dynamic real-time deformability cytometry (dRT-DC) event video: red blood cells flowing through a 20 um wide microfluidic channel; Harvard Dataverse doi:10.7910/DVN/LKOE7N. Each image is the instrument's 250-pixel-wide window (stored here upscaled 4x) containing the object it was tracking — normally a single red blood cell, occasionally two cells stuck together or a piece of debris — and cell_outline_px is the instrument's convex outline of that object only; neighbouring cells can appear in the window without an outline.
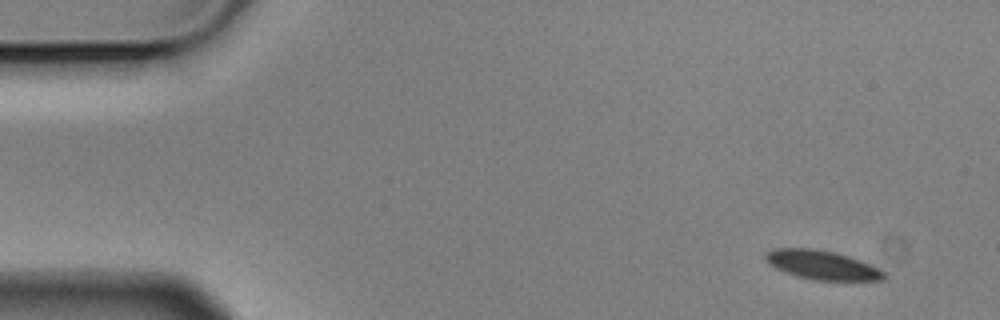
{"species": "Egyptian fruit bat (a non-hibernating species)", "species_latin": "Rousettus aegyptiacus", "temperature_condition": "cold", "stored_images_in_passage": 9, "camera_frame_rate_fps": 3000, "um_per_image_px": 0.085, "animal": {"sex": "male"}, "frame": {"image": 1, "passage_image": 1, "time_ms": 0.0, "image_size_px": [1000, 320], "cell_outline_px": [[884, 280], [816, 280], [796, 276], [776, 268], [768, 264], [764, 260], [764, 256], [772, 248], [812, 248], [836, 252], [860, 260], [880, 268], [884, 272]], "centroid_in_image_um": [69.85, 22.51], "position_along_channel_um": 15.2, "area_um2": 20.06}}
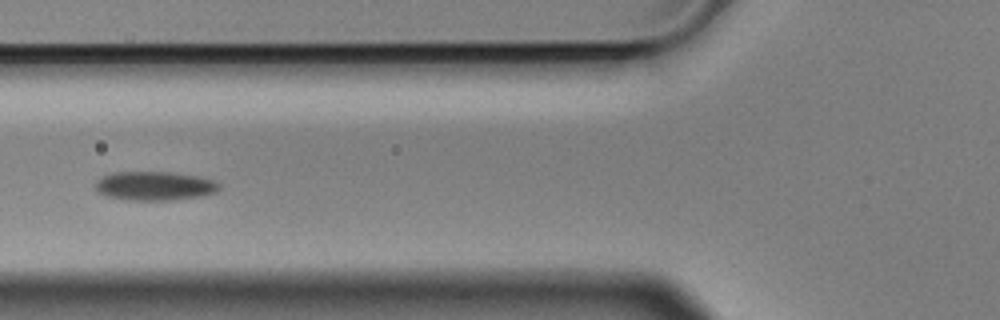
{"frame": {"image": 2, "passage_image": 6, "time_ms": 1.667, "image_size_px": [1000, 320], "cell_outline_px": [[220, 188], [216, 192], [200, 196], [172, 200], [128, 200], [108, 196], [96, 192], [96, 180], [100, 176], [116, 172], [172, 172], [196, 176], [212, 180], [220, 184]], "centroid_in_image_um": [13.11, 15.8], "position_along_channel_um": 112.7, "area_um2": 20.87}}
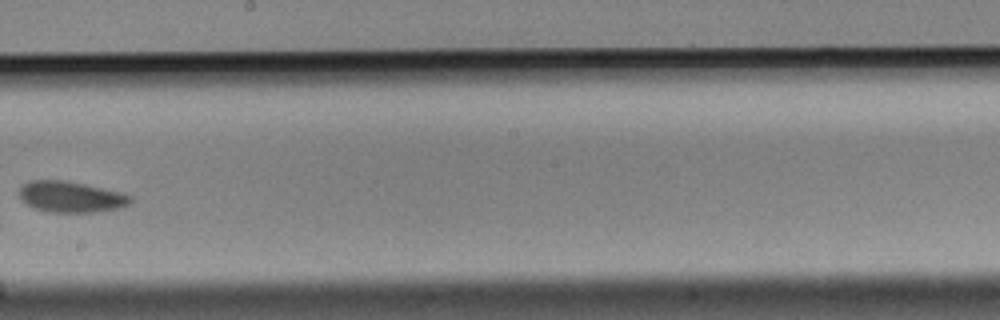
{"frame": {"image": 3, "passage_image": 9, "time_ms": 2.667, "image_size_px": [1000, 320], "cell_outline_px": [[132, 200], [128, 204], [120, 208], [92, 212], [48, 212], [32, 208], [20, 200], [20, 188], [24, 184], [32, 180], [64, 180], [84, 184], [120, 192], [132, 196]], "centroid_in_image_um": [6.0, 16.74], "position_along_channel_um": 242.2, "area_um2": 20.06}}